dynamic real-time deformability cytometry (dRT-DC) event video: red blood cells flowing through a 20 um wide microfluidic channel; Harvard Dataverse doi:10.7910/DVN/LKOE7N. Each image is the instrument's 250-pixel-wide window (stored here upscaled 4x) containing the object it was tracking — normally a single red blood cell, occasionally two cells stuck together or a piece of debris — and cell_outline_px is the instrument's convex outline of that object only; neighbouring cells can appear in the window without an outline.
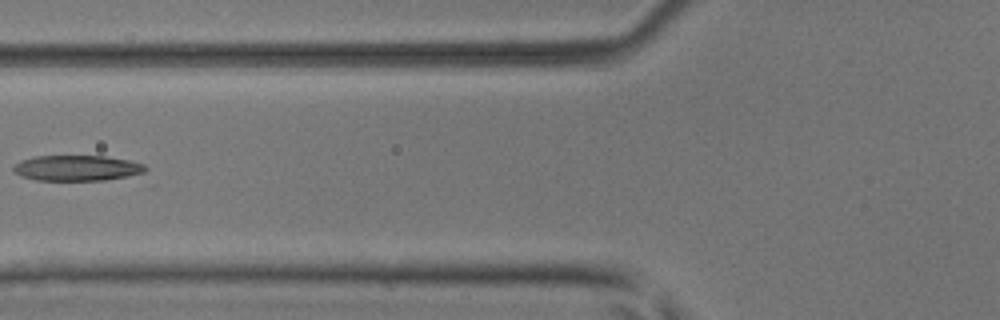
{"species": "common noctule bat (a hibernating species)", "species_latin": "Nyctalus noctula", "temperature_condition": "room temperature", "stored_images_in_passage": 6, "camera_frame_rate_fps": 3000, "um_per_image_px": 0.085, "animal": {"sex": "male", "body_mass_g": 17.9, "forearm_length_mm": 54.2}, "frame": {"image": 1, "passage_image": 6, "time_ms": 1.667, "image_size_px": [1000, 320], "cell_outline_px": [[148, 168], [144, 172], [104, 180], [36, 180], [20, 176], [12, 172], [12, 168], [16, 164], [24, 160], [36, 156], [104, 156], [128, 160], [144, 164]], "centroid_in_image_um": [6.51, 14.28], "position_along_channel_um": 119.3, "area_um2": 19.42}}